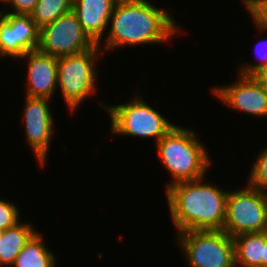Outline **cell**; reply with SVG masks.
I'll use <instances>...</instances> for the list:
<instances>
[{"mask_svg": "<svg viewBox=\"0 0 267 267\" xmlns=\"http://www.w3.org/2000/svg\"><path fill=\"white\" fill-rule=\"evenodd\" d=\"M167 10L149 0H118L110 16L104 45L103 42L99 45L103 54L126 46L165 44L181 32L186 33Z\"/></svg>", "mask_w": 267, "mask_h": 267, "instance_id": "cell-1", "label": "cell"}, {"mask_svg": "<svg viewBox=\"0 0 267 267\" xmlns=\"http://www.w3.org/2000/svg\"><path fill=\"white\" fill-rule=\"evenodd\" d=\"M206 178L204 176L179 182L164 191L169 216L177 233L190 230H223L226 200L230 189L211 185Z\"/></svg>", "mask_w": 267, "mask_h": 267, "instance_id": "cell-2", "label": "cell"}, {"mask_svg": "<svg viewBox=\"0 0 267 267\" xmlns=\"http://www.w3.org/2000/svg\"><path fill=\"white\" fill-rule=\"evenodd\" d=\"M198 134L194 128L177 124L155 144L156 153L172 178L166 182L165 190L179 182L200 179L211 170L212 157Z\"/></svg>", "mask_w": 267, "mask_h": 267, "instance_id": "cell-3", "label": "cell"}, {"mask_svg": "<svg viewBox=\"0 0 267 267\" xmlns=\"http://www.w3.org/2000/svg\"><path fill=\"white\" fill-rule=\"evenodd\" d=\"M99 103V104H98ZM97 104L104 108L110 118L109 133L115 136H132L153 139L155 144L175 125L166 116L149 105L142 94L133 95L121 104L107 105L100 100Z\"/></svg>", "mask_w": 267, "mask_h": 267, "instance_id": "cell-4", "label": "cell"}, {"mask_svg": "<svg viewBox=\"0 0 267 267\" xmlns=\"http://www.w3.org/2000/svg\"><path fill=\"white\" fill-rule=\"evenodd\" d=\"M102 55L103 51L96 44L85 52L57 57V90H60L64 104L66 103L71 114H76L75 111L81 108L84 101L95 96L98 90V75L101 74L96 66Z\"/></svg>", "mask_w": 267, "mask_h": 267, "instance_id": "cell-5", "label": "cell"}, {"mask_svg": "<svg viewBox=\"0 0 267 267\" xmlns=\"http://www.w3.org/2000/svg\"><path fill=\"white\" fill-rule=\"evenodd\" d=\"M175 238L188 267H235L233 238L223 230H190Z\"/></svg>", "mask_w": 267, "mask_h": 267, "instance_id": "cell-6", "label": "cell"}, {"mask_svg": "<svg viewBox=\"0 0 267 267\" xmlns=\"http://www.w3.org/2000/svg\"><path fill=\"white\" fill-rule=\"evenodd\" d=\"M244 185L243 189L231 190L227 195L223 231L232 238L267 231L266 194L247 183Z\"/></svg>", "mask_w": 267, "mask_h": 267, "instance_id": "cell-7", "label": "cell"}, {"mask_svg": "<svg viewBox=\"0 0 267 267\" xmlns=\"http://www.w3.org/2000/svg\"><path fill=\"white\" fill-rule=\"evenodd\" d=\"M96 44L85 33L76 14L70 11L40 28L38 50L55 57L85 52Z\"/></svg>", "mask_w": 267, "mask_h": 267, "instance_id": "cell-8", "label": "cell"}, {"mask_svg": "<svg viewBox=\"0 0 267 267\" xmlns=\"http://www.w3.org/2000/svg\"><path fill=\"white\" fill-rule=\"evenodd\" d=\"M25 97L23 116L25 139L31 152L43 168L49 160L51 142L54 136V116L50 103L52 100L38 97ZM51 101V102H50Z\"/></svg>", "mask_w": 267, "mask_h": 267, "instance_id": "cell-9", "label": "cell"}, {"mask_svg": "<svg viewBox=\"0 0 267 267\" xmlns=\"http://www.w3.org/2000/svg\"><path fill=\"white\" fill-rule=\"evenodd\" d=\"M237 80L228 85L211 87V92L220 102L236 112L267 118V88L259 76L237 75Z\"/></svg>", "mask_w": 267, "mask_h": 267, "instance_id": "cell-10", "label": "cell"}, {"mask_svg": "<svg viewBox=\"0 0 267 267\" xmlns=\"http://www.w3.org/2000/svg\"><path fill=\"white\" fill-rule=\"evenodd\" d=\"M40 28L31 15L2 13L0 17V42L3 53L12 59H19L27 52L36 50L39 44Z\"/></svg>", "mask_w": 267, "mask_h": 267, "instance_id": "cell-11", "label": "cell"}, {"mask_svg": "<svg viewBox=\"0 0 267 267\" xmlns=\"http://www.w3.org/2000/svg\"><path fill=\"white\" fill-rule=\"evenodd\" d=\"M24 59L26 67V86L25 96L46 98L53 100L52 98L57 95L58 86V66L57 57L43 53L38 49L27 52L24 56L18 60Z\"/></svg>", "mask_w": 267, "mask_h": 267, "instance_id": "cell-12", "label": "cell"}, {"mask_svg": "<svg viewBox=\"0 0 267 267\" xmlns=\"http://www.w3.org/2000/svg\"><path fill=\"white\" fill-rule=\"evenodd\" d=\"M118 0H76L72 11L89 38L101 45L109 27L110 16ZM105 34V35H104Z\"/></svg>", "mask_w": 267, "mask_h": 267, "instance_id": "cell-13", "label": "cell"}, {"mask_svg": "<svg viewBox=\"0 0 267 267\" xmlns=\"http://www.w3.org/2000/svg\"><path fill=\"white\" fill-rule=\"evenodd\" d=\"M30 221H21L16 226L2 231L0 236V267H11L17 255L37 232Z\"/></svg>", "mask_w": 267, "mask_h": 267, "instance_id": "cell-14", "label": "cell"}, {"mask_svg": "<svg viewBox=\"0 0 267 267\" xmlns=\"http://www.w3.org/2000/svg\"><path fill=\"white\" fill-rule=\"evenodd\" d=\"M235 267H262L266 231L233 237Z\"/></svg>", "mask_w": 267, "mask_h": 267, "instance_id": "cell-15", "label": "cell"}, {"mask_svg": "<svg viewBox=\"0 0 267 267\" xmlns=\"http://www.w3.org/2000/svg\"><path fill=\"white\" fill-rule=\"evenodd\" d=\"M43 235L37 231L17 255L11 267H56L55 254L49 250Z\"/></svg>", "mask_w": 267, "mask_h": 267, "instance_id": "cell-16", "label": "cell"}, {"mask_svg": "<svg viewBox=\"0 0 267 267\" xmlns=\"http://www.w3.org/2000/svg\"><path fill=\"white\" fill-rule=\"evenodd\" d=\"M72 5L71 0H38L31 18L39 28H42L72 11Z\"/></svg>", "mask_w": 267, "mask_h": 267, "instance_id": "cell-17", "label": "cell"}, {"mask_svg": "<svg viewBox=\"0 0 267 267\" xmlns=\"http://www.w3.org/2000/svg\"><path fill=\"white\" fill-rule=\"evenodd\" d=\"M251 164L247 184L267 194V146L262 148Z\"/></svg>", "mask_w": 267, "mask_h": 267, "instance_id": "cell-18", "label": "cell"}, {"mask_svg": "<svg viewBox=\"0 0 267 267\" xmlns=\"http://www.w3.org/2000/svg\"><path fill=\"white\" fill-rule=\"evenodd\" d=\"M255 55L256 58L259 57L257 59L259 62L256 61L257 63H240L241 65L239 64V67L237 68L238 74L244 76H259L261 73L267 71V39H263V41L261 40V42H258V44H256Z\"/></svg>", "mask_w": 267, "mask_h": 267, "instance_id": "cell-19", "label": "cell"}, {"mask_svg": "<svg viewBox=\"0 0 267 267\" xmlns=\"http://www.w3.org/2000/svg\"><path fill=\"white\" fill-rule=\"evenodd\" d=\"M258 32L267 31V0H240Z\"/></svg>", "mask_w": 267, "mask_h": 267, "instance_id": "cell-20", "label": "cell"}, {"mask_svg": "<svg viewBox=\"0 0 267 267\" xmlns=\"http://www.w3.org/2000/svg\"><path fill=\"white\" fill-rule=\"evenodd\" d=\"M15 201L0 198V231L16 226L21 222V211Z\"/></svg>", "mask_w": 267, "mask_h": 267, "instance_id": "cell-21", "label": "cell"}, {"mask_svg": "<svg viewBox=\"0 0 267 267\" xmlns=\"http://www.w3.org/2000/svg\"><path fill=\"white\" fill-rule=\"evenodd\" d=\"M37 2L38 0H0V4H3L2 6H4V7L1 6L2 13H13V14H23V15H31V13L35 9ZM5 5L7 6V8L10 7L12 11L10 10L8 11V9L5 8Z\"/></svg>", "mask_w": 267, "mask_h": 267, "instance_id": "cell-22", "label": "cell"}, {"mask_svg": "<svg viewBox=\"0 0 267 267\" xmlns=\"http://www.w3.org/2000/svg\"><path fill=\"white\" fill-rule=\"evenodd\" d=\"M262 267H267V231H266V244L264 246V258H262Z\"/></svg>", "mask_w": 267, "mask_h": 267, "instance_id": "cell-23", "label": "cell"}, {"mask_svg": "<svg viewBox=\"0 0 267 267\" xmlns=\"http://www.w3.org/2000/svg\"><path fill=\"white\" fill-rule=\"evenodd\" d=\"M259 77H260L261 80L264 82V84H265V86H266V88H267V71L261 73V74L259 75Z\"/></svg>", "mask_w": 267, "mask_h": 267, "instance_id": "cell-24", "label": "cell"}, {"mask_svg": "<svg viewBox=\"0 0 267 267\" xmlns=\"http://www.w3.org/2000/svg\"><path fill=\"white\" fill-rule=\"evenodd\" d=\"M2 58H7V56L3 53V50H2V46H1V42H0V59Z\"/></svg>", "mask_w": 267, "mask_h": 267, "instance_id": "cell-25", "label": "cell"}, {"mask_svg": "<svg viewBox=\"0 0 267 267\" xmlns=\"http://www.w3.org/2000/svg\"><path fill=\"white\" fill-rule=\"evenodd\" d=\"M2 16V10H1V7H0V17Z\"/></svg>", "mask_w": 267, "mask_h": 267, "instance_id": "cell-26", "label": "cell"}]
</instances>
